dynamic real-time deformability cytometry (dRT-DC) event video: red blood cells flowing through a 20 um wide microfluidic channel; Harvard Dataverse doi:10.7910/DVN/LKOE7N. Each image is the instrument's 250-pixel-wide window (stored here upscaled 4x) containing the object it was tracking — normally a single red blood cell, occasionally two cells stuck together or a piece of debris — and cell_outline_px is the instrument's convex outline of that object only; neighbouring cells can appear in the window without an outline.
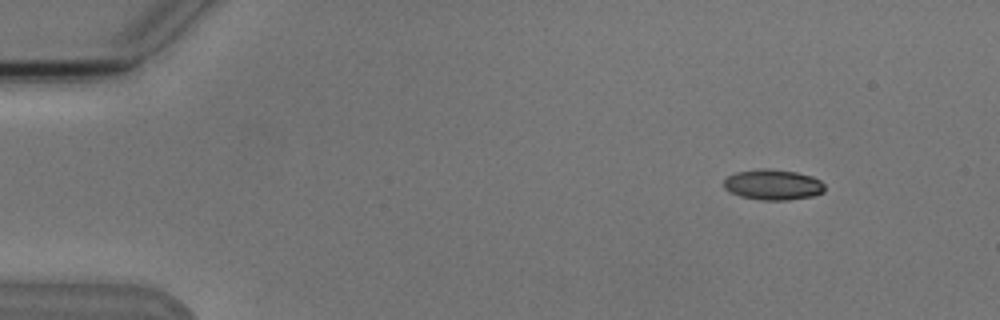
{"species": "Egyptian fruit bat (a non-hibernating species)", "species_latin": "Rousettus aegyptiacus", "temperature_condition": "cold", "stored_images_in_passage": 5, "camera_frame_rate_fps": 3000, "um_per_image_px": 0.085, "animal": {"sex": "male"}, "frame": {"image": 1, "passage_image": 1, "time_ms": 0.0, "image_size_px": [1000, 320], "cell_outline_px": [[824, 192], [812, 196], [788, 200], [760, 200], [740, 196], [724, 188], [724, 180], [728, 176], [736, 172], [764, 168], [768, 168], [796, 172], [812, 176], [820, 180], [824, 184]], "centroid_in_image_um": [65.71, 15.69], "position_along_channel_um": 19.3, "area_um2": 17.92}}